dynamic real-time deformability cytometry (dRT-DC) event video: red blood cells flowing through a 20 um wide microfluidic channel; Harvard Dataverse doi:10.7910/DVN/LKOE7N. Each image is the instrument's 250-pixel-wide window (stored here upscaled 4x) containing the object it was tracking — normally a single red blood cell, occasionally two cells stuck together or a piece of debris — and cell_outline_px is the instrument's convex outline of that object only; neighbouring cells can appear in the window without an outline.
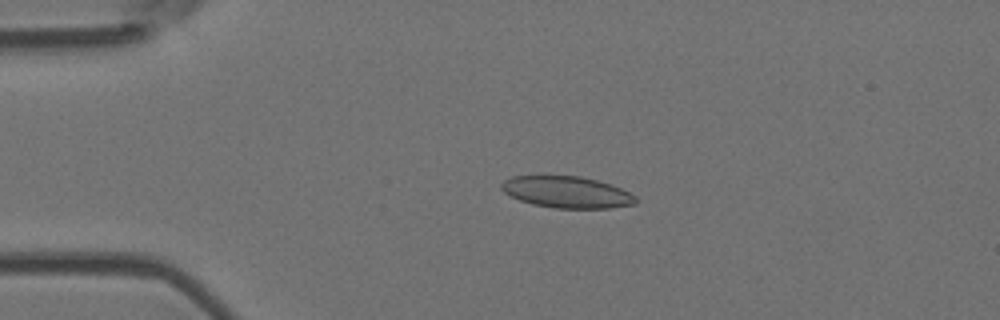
{"species": "Egyptian fruit bat (a non-hibernating species)", "species_latin": "Rousettus aegyptiacus", "temperature_condition": "room temperature", "stored_images_in_passage": 3, "camera_frame_rate_fps": 3000, "um_per_image_px": 0.085, "animal": {"sex": "female"}, "frame": {"image": 1, "passage_image": 2, "time_ms": 2.0, "image_size_px": [1000, 320], "cell_outline_px": [[636, 204], [608, 208], [556, 208], [532, 204], [520, 200], [504, 192], [500, 188], [500, 184], [504, 180], [512, 176], [580, 176], [612, 184], [636, 196]], "centroid_in_image_um": [48.17, 16.33], "position_along_channel_um": 36.8, "area_um2": 24.62}}